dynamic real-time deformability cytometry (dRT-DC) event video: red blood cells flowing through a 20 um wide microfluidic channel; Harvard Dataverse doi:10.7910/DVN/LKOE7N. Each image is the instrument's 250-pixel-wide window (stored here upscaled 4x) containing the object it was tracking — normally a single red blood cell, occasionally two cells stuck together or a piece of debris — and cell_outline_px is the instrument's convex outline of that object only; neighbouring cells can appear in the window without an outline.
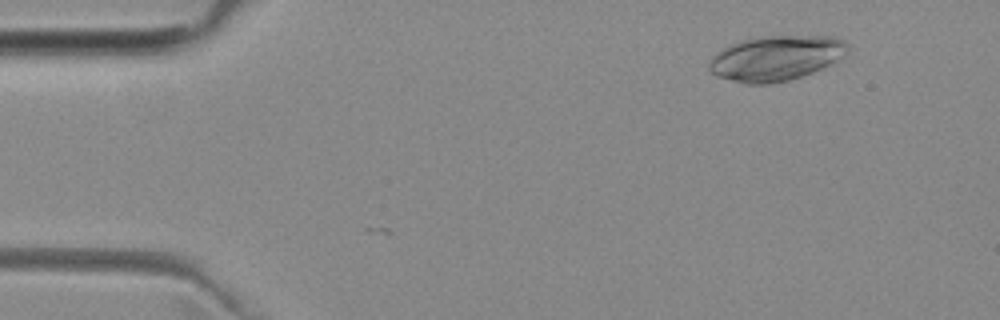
{"species": "common noctule bat (a hibernating species)", "species_latin": "Nyctalus noctula", "temperature_condition": "room temperature", "stored_images_in_passage": 2, "camera_frame_rate_fps": 3000, "um_per_image_px": 0.085, "animal": {"sex": "female", "body_mass_g": 29.2, "forearm_length_mm": 56.3}, "frame": {"image": 1, "passage_image": 2, "time_ms": 1.0, "image_size_px": [1000, 320], "cell_outline_px": [[848, 52], [836, 60], [812, 72], [788, 80], [768, 84], [744, 84], [720, 76], [712, 72], [708, 68], [708, 64], [712, 56], [716, 52], [740, 40], [756, 36], [832, 36], [844, 40], [848, 44]], "centroid_in_image_um": [65.93, 4.92], "position_along_channel_um": 19.1, "area_um2": 36.13}}